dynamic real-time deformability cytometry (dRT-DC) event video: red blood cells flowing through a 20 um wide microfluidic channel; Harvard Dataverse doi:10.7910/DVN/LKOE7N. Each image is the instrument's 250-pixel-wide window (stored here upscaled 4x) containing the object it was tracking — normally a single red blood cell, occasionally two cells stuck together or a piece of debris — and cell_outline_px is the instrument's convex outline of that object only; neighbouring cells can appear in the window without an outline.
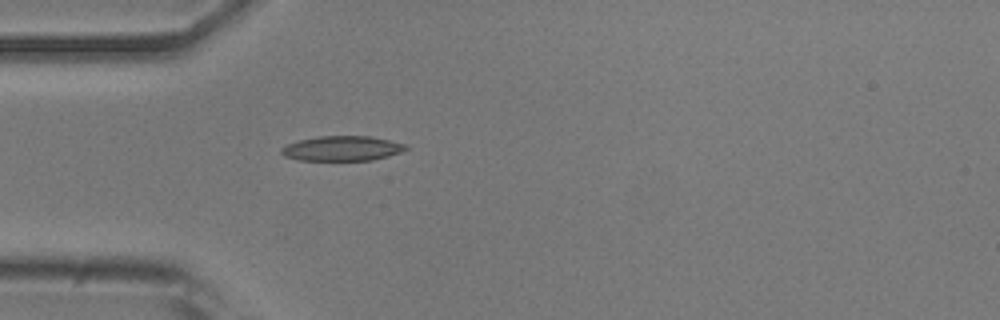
{"species": "common noctule bat (a hibernating species)", "species_latin": "Nyctalus noctula", "temperature_condition": "room temperature", "stored_images_in_passage": 36, "camera_frame_rate_fps": 3000, "um_per_image_px": 0.085, "animal": {"sex": "male", "body_mass_g": 20.5, "forearm_length_mm": 52.5}, "frame": {"image": 1, "passage_image": 1, "time_ms": 0.0, "image_size_px": [1000, 320], "cell_outline_px": [[408, 148], [400, 152], [388, 156], [372, 160], [300, 160], [284, 156], [280, 152], [280, 148], [288, 144], [300, 140], [316, 136], [368, 136], [388, 140], [404, 144]], "centroid_in_image_um": [29.04, 12.61], "position_along_channel_um": 56.0, "area_um2": 17.86}}
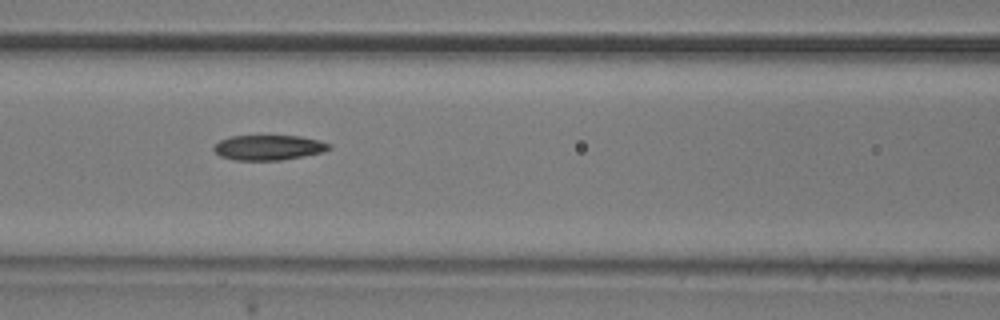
{"frame": {"image": 2, "passage_image": 8, "time_ms": 2.333, "image_size_px": [1000, 320], "cell_outline_px": [[332, 148], [324, 152], [304, 156], [280, 160], [236, 160], [220, 156], [212, 148], [220, 140], [232, 136], [300, 136], [320, 140], [332, 144]], "centroid_in_image_um": [22.88, 12.54], "position_along_channel_um": 143.7, "area_um2": 16.88}}
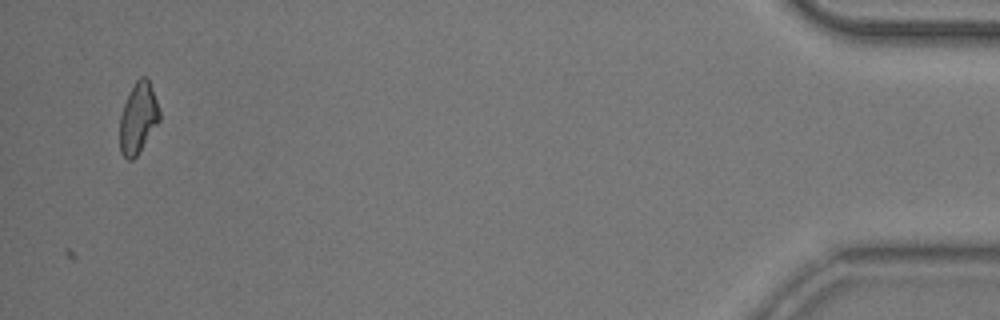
{"frame": {"image": 3, "passage_image": 36, "time_ms": 11.667, "image_size_px": [1000, 320], "cell_outline_px": [[160, 120], [136, 156], [132, 160], [128, 160], [120, 152], [120, 116], [124, 104], [136, 80], [140, 76], [144, 76], [148, 80], [156, 100], [160, 112]], "centroid_in_image_um": [11.73, 10.05], "position_along_channel_um": 423.5, "area_um2": 16.01}}